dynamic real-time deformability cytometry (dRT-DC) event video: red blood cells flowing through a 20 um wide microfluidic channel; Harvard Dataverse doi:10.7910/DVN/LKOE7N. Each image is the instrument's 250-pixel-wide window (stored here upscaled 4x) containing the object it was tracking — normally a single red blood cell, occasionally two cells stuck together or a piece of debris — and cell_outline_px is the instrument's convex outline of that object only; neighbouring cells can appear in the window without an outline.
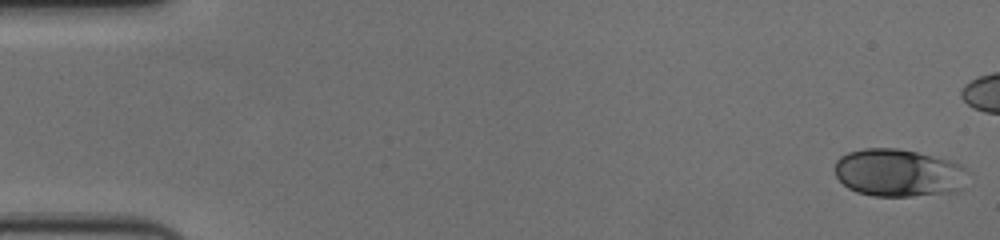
{"species": "human", "species_latin": "Homo sapiens", "temperature_condition": "cold", "stored_images_in_passage": 50, "camera_frame_rate_fps": 3000, "um_per_image_px": 0.085, "donor": {"sex": "female"}, "frame": {"image": 1, "passage_image": 1, "time_ms": 0.0, "image_size_px": [1000, 240], "cell_outline_px": [[968, 172], [964, 188], [956, 192], [912, 196], [872, 196], [856, 192], [848, 188], [836, 176], [836, 160], [840, 156], [848, 152], [864, 148], [896, 148], [916, 152], [952, 160], [960, 164]], "centroid_in_image_um": [76.41, 14.7], "position_along_channel_um": 8.6, "area_um2": 37.34}}
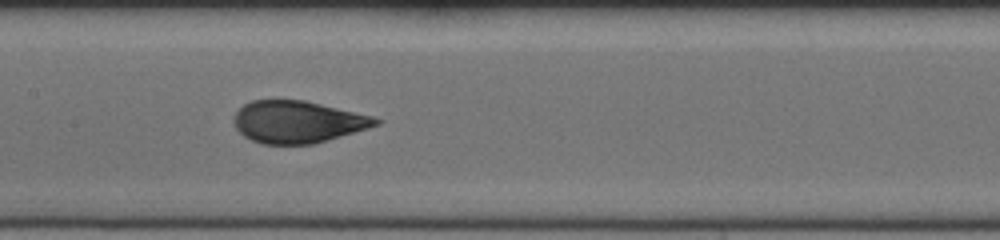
{"frame": {"image": 2, "passage_image": 28, "time_ms": 9.0, "image_size_px": [1000, 240], "cell_outline_px": [[384, 120], [380, 124], [368, 128], [312, 144], [264, 144], [252, 140], [244, 136], [236, 128], [232, 120], [236, 112], [244, 104], [252, 100], [304, 100], [372, 116]], "centroid_in_image_um": [25.29, 10.35], "position_along_channel_um": 182.1, "area_um2": 34.56}}
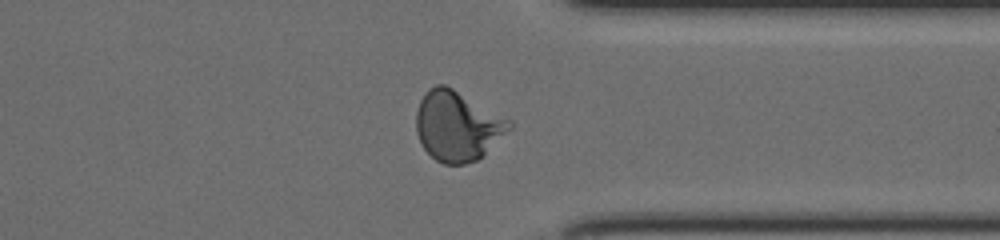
{"frame": {"image": 3, "passage_image": 44, "time_ms": 14.333, "image_size_px": [1000, 240], "cell_outline_px": [[512, 128], [476, 160], [464, 164], [444, 164], [436, 160], [420, 144], [416, 132], [416, 112], [420, 100], [424, 92], [428, 88], [436, 84], [444, 84], [452, 88], [508, 120], [512, 124]], "centroid_in_image_um": [38.81, 10.7], "position_along_channel_um": 372.6, "area_um2": 37.28}, "authors_computed_cell_mechanics": {"area_um2": 35.2291, "velocity_mm_per_s": 3.6133, "shape_relaxation_time_tau1_ms": 4.301, "shape_relaxation_time_tau2_ms": null, "deformation_change_tau1": 0.1672, "deformation_change_tau2": null}}